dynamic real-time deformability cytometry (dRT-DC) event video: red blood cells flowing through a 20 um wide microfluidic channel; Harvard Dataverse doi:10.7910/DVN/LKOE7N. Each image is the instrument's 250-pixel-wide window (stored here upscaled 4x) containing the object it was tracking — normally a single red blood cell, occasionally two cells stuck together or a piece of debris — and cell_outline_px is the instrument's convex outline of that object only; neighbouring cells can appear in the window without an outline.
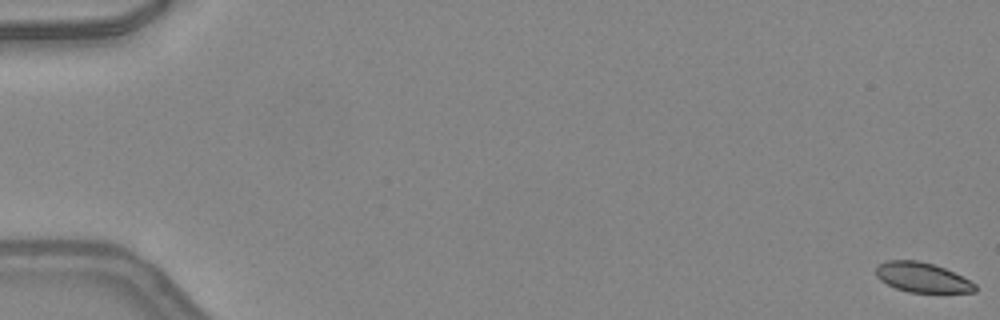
{"species": "common noctule bat (a hibernating species)", "species_latin": "Nyctalus noctula", "temperature_condition": "warm", "stored_images_in_passage": 20, "camera_frame_rate_fps": 3000, "um_per_image_px": 0.085, "animal": {"sex": "female", "body_mass_g": 24.6, "forearm_length_mm": 56.2}, "frame": {"image": 1, "passage_image": 1, "time_ms": 0.0, "image_size_px": [1000, 320], "cell_outline_px": [[976, 292], [908, 292], [896, 288], [880, 280], [876, 276], [876, 268], [880, 264], [888, 260], [916, 260], [932, 264], [944, 268], [976, 284]], "centroid_in_image_um": [78.36, 23.58], "position_along_channel_um": 6.6, "area_um2": 16.88}}
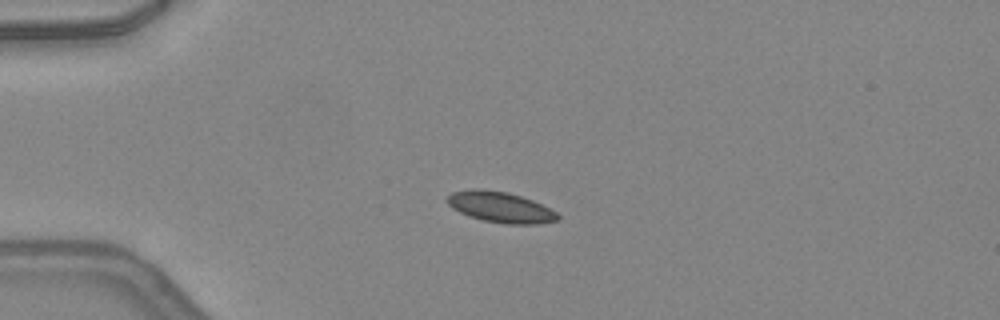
{"frame": {"image": 2, "passage_image": 14, "time_ms": 4.333, "image_size_px": [1000, 320], "cell_outline_px": [[560, 220], [536, 224], [508, 224], [484, 220], [468, 216], [452, 208], [444, 200], [452, 192], [476, 188], [508, 192], [532, 200], [556, 212], [560, 216]], "centroid_in_image_um": [42.51, 17.61], "position_along_channel_um": 42.5, "area_um2": 19.71}}